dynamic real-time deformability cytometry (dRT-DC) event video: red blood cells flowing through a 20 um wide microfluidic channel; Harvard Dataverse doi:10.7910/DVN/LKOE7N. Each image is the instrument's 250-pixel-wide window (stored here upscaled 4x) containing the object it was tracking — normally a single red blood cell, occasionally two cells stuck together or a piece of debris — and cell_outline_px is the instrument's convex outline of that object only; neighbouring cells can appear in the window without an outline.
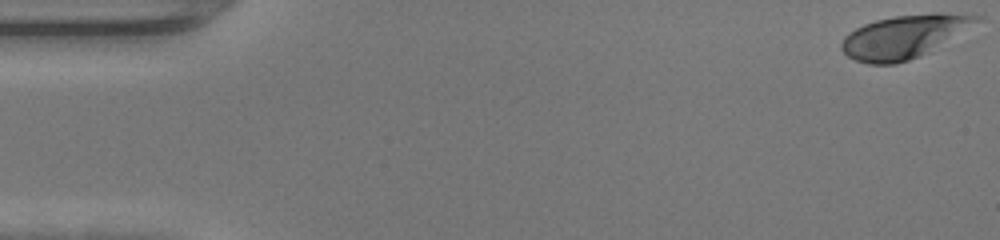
{"species": "human", "species_latin": "Homo sapiens", "temperature_condition": "warm", "stored_images_in_passage": 48, "camera_frame_rate_fps": 3000, "um_per_image_px": 0.085, "donor": {"sex": "female"}, "frame": {"image": 1, "passage_image": 1, "time_ms": 0.0, "image_size_px": [1000, 240], "cell_outline_px": [[984, 20], [920, 56], [896, 64], [868, 64], [856, 60], [848, 56], [840, 48], [840, 44], [844, 36], [848, 32], [864, 24], [876, 20], [896, 16], [936, 12], [984, 16]], "centroid_in_image_um": [76.85, 3.1], "position_along_channel_um": 8.1, "area_um2": 33.87}}
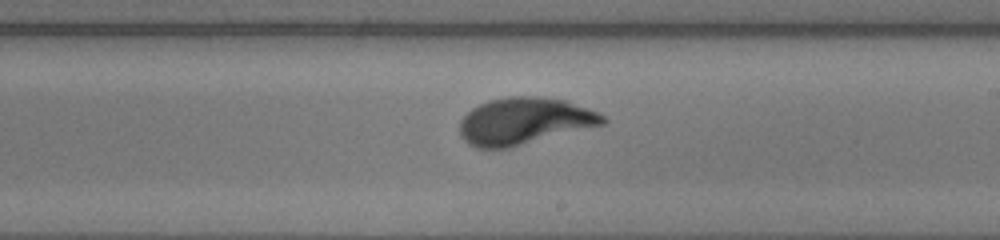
{"frame": {"image": 2, "passage_image": 28, "time_ms": 9.0, "image_size_px": [1000, 240], "cell_outline_px": [[608, 120], [604, 124], [508, 148], [476, 148], [468, 144], [460, 136], [460, 120], [472, 108], [488, 100], [508, 96], [540, 96], [564, 100], [588, 108], [604, 116]], "centroid_in_image_um": [44.54, 10.29], "position_along_channel_um": 244.5, "area_um2": 38.96}}
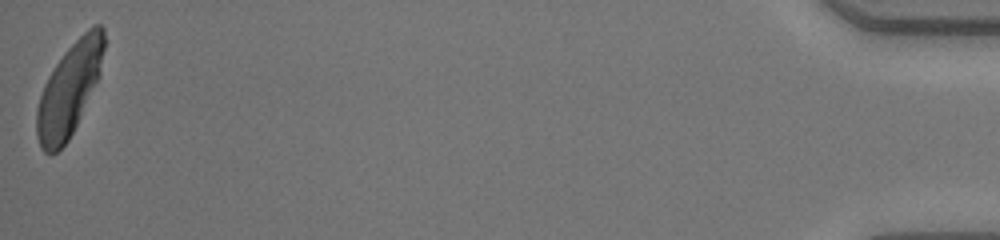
{"frame": {"image": 3, "passage_image": 48, "time_ms": 15.667, "image_size_px": [1000, 240], "cell_outline_px": [[104, 48], [100, 76], [68, 140], [52, 156], [44, 152], [40, 148], [36, 136], [36, 108], [44, 84], [48, 76], [64, 52], [92, 24], [100, 24], [104, 28]], "centroid_in_image_um": [5.87, 7.61], "position_along_channel_um": 429.3, "area_um2": 36.13}, "authors_computed_cell_mechanics": {"area_um2": 36.2984, "velocity_mm_per_s": 4.3152, "shape_relaxation_time_tau1_ms": 3.0306, "shape_relaxation_time_tau2_ms": null, "deformation_change_tau1": 0.2072, "deformation_change_tau2": null}}